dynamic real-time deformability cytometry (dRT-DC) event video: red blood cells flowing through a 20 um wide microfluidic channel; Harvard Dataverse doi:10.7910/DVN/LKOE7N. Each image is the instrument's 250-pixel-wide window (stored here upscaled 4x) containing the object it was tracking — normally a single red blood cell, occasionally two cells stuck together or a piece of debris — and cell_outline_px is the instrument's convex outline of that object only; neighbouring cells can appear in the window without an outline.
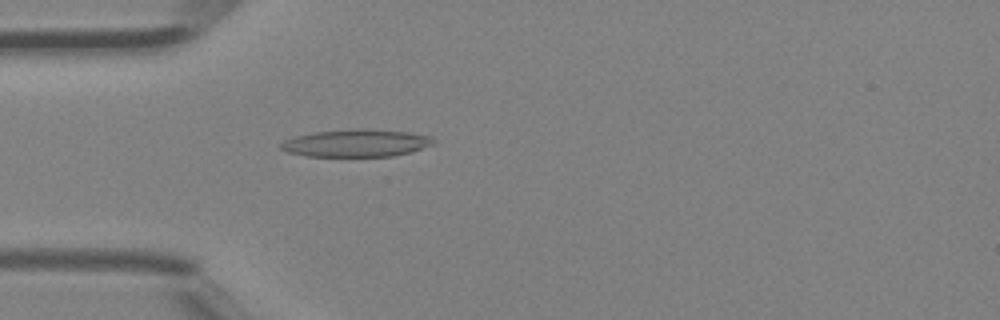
{"species": "Egyptian fruit bat (a non-hibernating species)", "species_latin": "Rousettus aegyptiacus", "temperature_condition": "room temperature", "stored_images_in_passage": 46, "camera_frame_rate_fps": 3000, "um_per_image_px": 0.085, "animal": {"sex": "female"}, "frame": {"image": 1, "passage_image": 14, "time_ms": 4.333, "image_size_px": [1000, 320], "cell_outline_px": [[432, 144], [408, 152], [392, 156], [304, 156], [288, 152], [280, 148], [280, 144], [284, 140], [296, 136], [312, 132], [356, 128], [368, 128], [408, 132], [432, 136]], "centroid_in_image_um": [30.22, 12.15], "position_along_channel_um": 54.8, "area_um2": 24.33}}
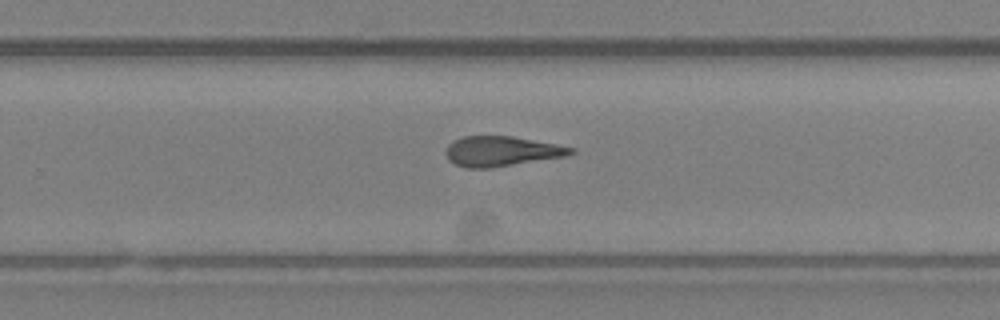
{"frame": {"image": 2, "passage_image": 30, "time_ms": 9.667, "image_size_px": [1000, 320], "cell_outline_px": [[576, 152], [564, 156], [488, 168], [468, 168], [456, 164], [448, 160], [444, 152], [448, 144], [464, 136], [512, 136], [556, 144], [576, 148]], "centroid_in_image_um": [42.6, 12.85], "position_along_channel_um": 287.2, "area_um2": 21.62}}
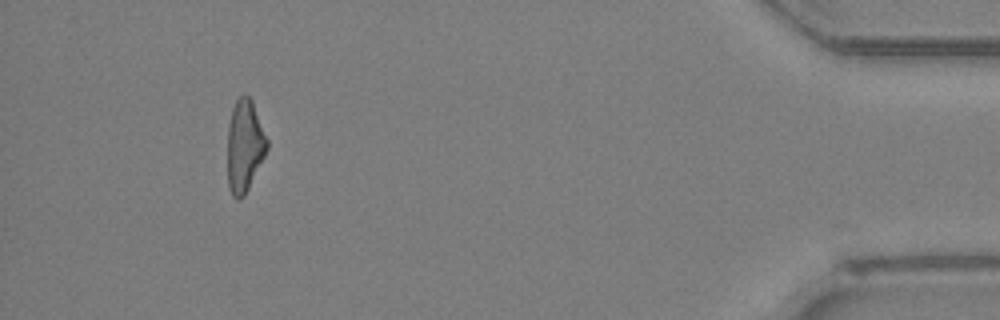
{"frame": {"image": 3, "passage_image": 43, "time_ms": 14.0, "image_size_px": [1000, 320], "cell_outline_px": [[268, 148], [244, 196], [240, 200], [236, 200], [232, 196], [228, 188], [228, 124], [232, 108], [236, 100], [240, 96], [248, 96], [252, 100], [268, 140]], "centroid_in_image_um": [20.78, 12.42], "position_along_channel_um": 414.4, "area_um2": 21.15}, "authors_computed_cell_mechanics": {"area_um2": 22.0218, "velocity_mm_per_s": 4.4972, "shape_relaxation_time_tau1_ms": null, "shape_relaxation_time_tau2_ms": 2.7745, "deformation_change_tau1": null, "deformation_change_tau2": 0.1446}}